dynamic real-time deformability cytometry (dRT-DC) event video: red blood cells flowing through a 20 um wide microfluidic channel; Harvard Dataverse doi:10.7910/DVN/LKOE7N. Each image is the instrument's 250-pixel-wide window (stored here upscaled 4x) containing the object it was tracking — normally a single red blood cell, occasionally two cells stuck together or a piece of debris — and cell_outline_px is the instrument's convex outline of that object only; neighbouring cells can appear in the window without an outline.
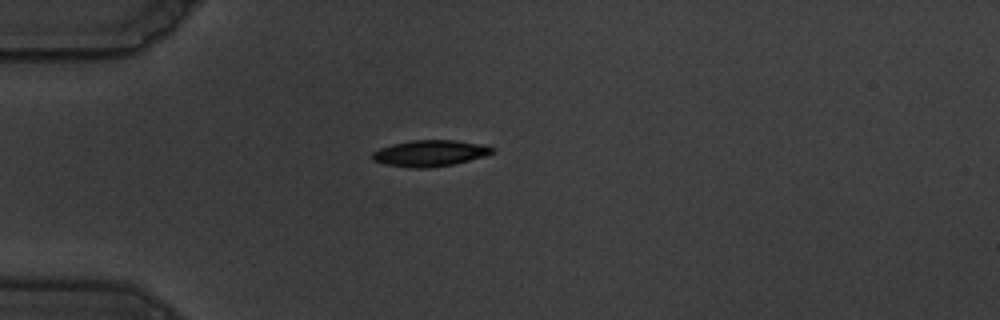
{"species": "common noctule bat (a hibernating species)", "species_latin": "Nyctalus noctula", "temperature_condition": "warm", "stored_images_in_passage": 42, "camera_frame_rate_fps": 3000, "um_per_image_px": 0.085, "animal": {"sex": "male", "body_mass_g": 19.5, "forearm_length_mm": 54.6}, "frame": {"image": 1, "passage_image": 1, "time_ms": 0.0, "image_size_px": [1000, 320], "cell_outline_px": [[496, 148], [492, 152], [484, 156], [452, 164], [428, 168], [408, 168], [384, 164], [372, 160], [372, 152], [380, 148], [392, 144], [412, 140], [456, 140]], "centroid_in_image_um": [36.47, 13.03], "position_along_channel_um": 48.5, "area_um2": 18.15}}
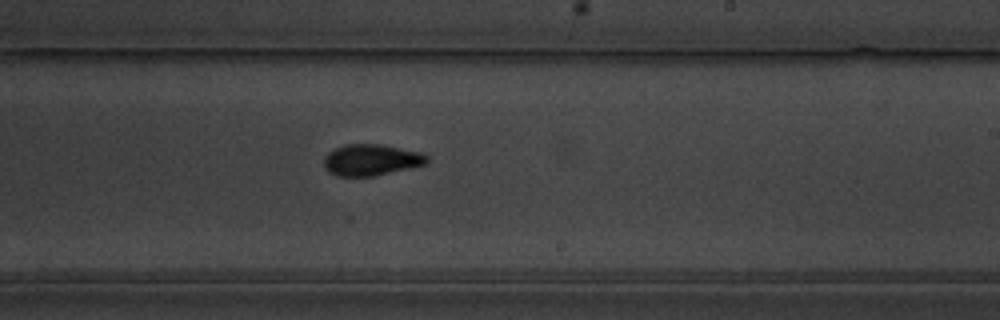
{"frame": {"image": 2, "passage_image": 20, "time_ms": 6.333, "image_size_px": [1000, 320], "cell_outline_px": [[428, 160], [424, 164], [376, 176], [336, 176], [328, 172], [324, 168], [324, 156], [328, 152], [344, 144], [380, 144], [420, 152], [428, 156]], "centroid_in_image_um": [31.5, 13.59], "position_along_channel_um": 257.5, "area_um2": 18.79}}
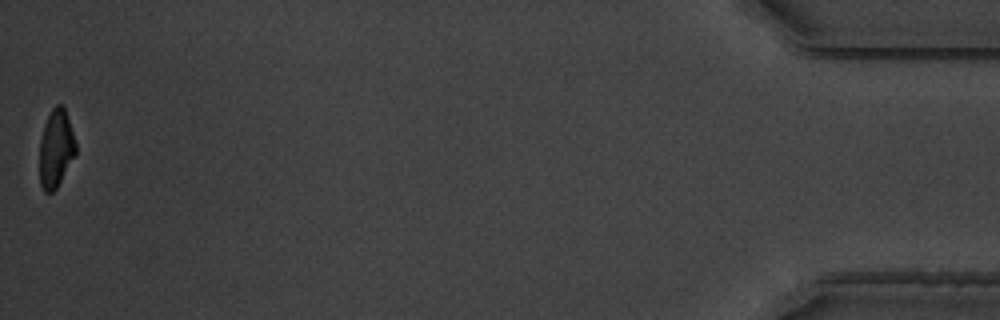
{"frame": {"image": 3, "passage_image": 42, "time_ms": 13.667, "image_size_px": [1000, 320], "cell_outline_px": [[76, 152], [56, 188], [52, 192], [44, 192], [40, 184], [40, 140], [44, 124], [52, 108], [56, 104], [60, 104], [64, 108], [76, 144]], "centroid_in_image_um": [4.73, 12.63], "position_along_channel_um": 430.5, "area_um2": 16.01}, "authors_computed_cell_mechanics": {"area_um2": 18.2937, "velocity_mm_per_s": 3.5827, "shape_relaxation_time_tau1_ms": 2.7765, "shape_relaxation_time_tau2_ms": 3.5707, "deformation_change_tau1": 0.1605, "deformation_change_tau2": 0.0788}}